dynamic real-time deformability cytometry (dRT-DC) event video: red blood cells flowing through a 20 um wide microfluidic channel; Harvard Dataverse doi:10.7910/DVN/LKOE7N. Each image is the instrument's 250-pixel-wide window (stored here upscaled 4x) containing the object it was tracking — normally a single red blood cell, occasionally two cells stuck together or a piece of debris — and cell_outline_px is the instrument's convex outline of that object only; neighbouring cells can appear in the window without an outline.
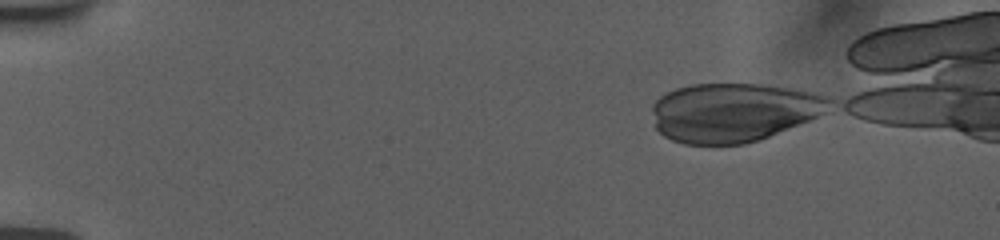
{"species": "human", "species_latin": "Homo sapiens", "temperature_condition": "room temperature", "stored_images_in_passage": 47, "camera_frame_rate_fps": 3000, "um_per_image_px": 0.085, "donor": {"sex": "female"}, "frame": {"image": 1, "passage_image": 1, "time_ms": 0.0, "image_size_px": [1000, 240], "cell_outline_px": [[828, 100], [816, 116], [808, 120], [760, 140], [744, 144], [684, 144], [672, 140], [664, 136], [656, 128], [652, 108], [656, 100], [660, 96], [676, 88], [692, 84], [760, 84], [800, 92], [816, 96]], "centroid_in_image_um": [62.15, 9.58], "position_along_channel_um": 22.9, "area_um2": 58.96}}
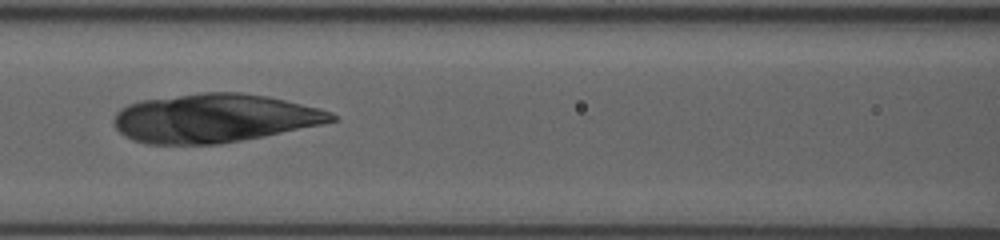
{"frame": {"image": 2, "passage_image": 20, "time_ms": 6.333, "image_size_px": [1000, 240], "cell_outline_px": [[336, 120], [320, 124], [220, 144], [148, 144], [132, 140], [120, 132], [116, 128], [112, 120], [116, 112], [120, 108], [128, 104], [144, 100], [200, 92], [240, 92], [268, 96], [332, 112], [336, 116]], "centroid_in_image_um": [18.13, 10.04], "position_along_channel_um": 148.5, "area_um2": 61.09}}
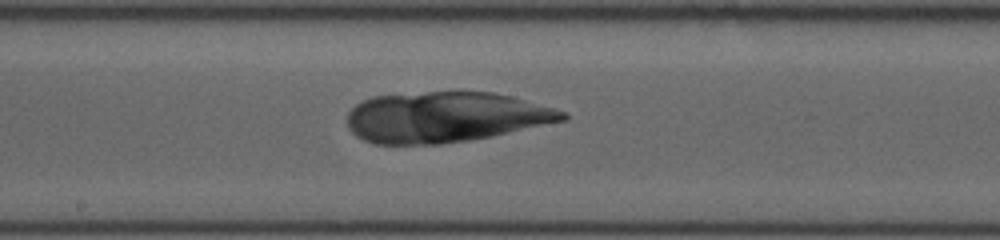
{"frame": {"image": 3, "passage_image": 25, "time_ms": 8.0, "image_size_px": [1000, 240], "cell_outline_px": [[568, 116], [564, 120], [492, 136], [468, 140], [440, 144], [376, 144], [364, 140], [356, 136], [348, 128], [348, 112], [356, 104], [372, 96], [428, 92], [492, 92], [512, 96], [552, 108], [564, 112]], "centroid_in_image_um": [37.8, 9.96], "position_along_channel_um": 210.4, "area_um2": 62.89}}